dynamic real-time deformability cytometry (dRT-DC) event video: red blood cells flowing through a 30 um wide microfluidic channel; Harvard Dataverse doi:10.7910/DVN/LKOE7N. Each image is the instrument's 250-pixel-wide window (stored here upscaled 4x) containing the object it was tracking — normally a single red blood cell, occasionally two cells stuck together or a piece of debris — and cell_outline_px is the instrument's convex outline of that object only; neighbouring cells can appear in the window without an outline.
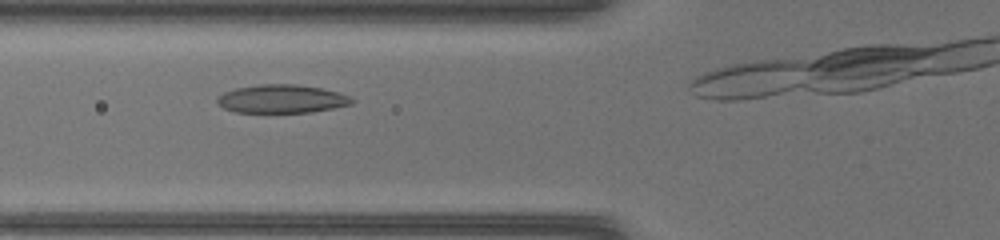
{"species": "common noctule bat (a hibernating species)", "species_latin": "Nyctalus noctula", "temperature_condition": "warm", "stored_images_in_passage": 8, "camera_frame_rate_fps": 3000, "um_per_image_px": 0.085, "animal": {"sex": "female", "body_mass_g": 17.0, "forearm_length_mm": 48.0}, "frame": {"image": 1, "passage_image": 5, "time_ms": 1.333, "image_size_px": [1000, 240], "cell_outline_px": [[356, 100], [352, 104], [332, 108], [308, 112], [236, 112], [224, 108], [216, 100], [224, 92], [236, 88], [260, 84], [296, 84], [320, 88], [336, 92], [348, 96]], "centroid_in_image_um": [23.95, 8.4], "position_along_channel_um": 101.8, "area_um2": 21.91}}